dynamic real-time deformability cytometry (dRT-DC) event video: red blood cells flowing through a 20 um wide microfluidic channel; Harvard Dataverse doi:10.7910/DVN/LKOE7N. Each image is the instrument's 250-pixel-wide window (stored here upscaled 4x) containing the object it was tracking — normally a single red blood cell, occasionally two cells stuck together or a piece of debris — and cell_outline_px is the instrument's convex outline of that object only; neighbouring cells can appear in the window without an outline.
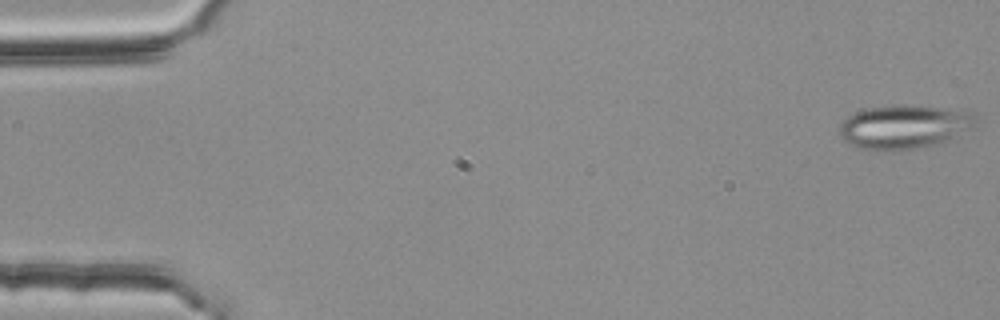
{"species": "common noctule bat (a hibernating species)", "species_latin": "Nyctalus noctula", "temperature_condition": "room temperature", "stored_images_in_passage": 55, "segment_of_instrument_passage": [1, 3], "camera_frame_rate_fps": 3000, "um_per_image_px": 0.085, "animal": {"sex": "female", "body_mass_g": 25.1}, "frame": {"image": 1, "passage_image": 1, "time_ms": 0.0, "image_size_px": [1000, 320], "cell_outline_px": [[976, 124], [972, 128], [948, 140], [900, 152], [892, 152], [856, 148], [844, 140], [840, 136], [840, 124], [848, 116], [856, 112], [868, 108], [900, 104], [912, 104], [964, 108], [972, 112]], "centroid_in_image_um": [76.88, 10.76], "position_along_channel_um": 8.1, "area_um2": 35.6}}